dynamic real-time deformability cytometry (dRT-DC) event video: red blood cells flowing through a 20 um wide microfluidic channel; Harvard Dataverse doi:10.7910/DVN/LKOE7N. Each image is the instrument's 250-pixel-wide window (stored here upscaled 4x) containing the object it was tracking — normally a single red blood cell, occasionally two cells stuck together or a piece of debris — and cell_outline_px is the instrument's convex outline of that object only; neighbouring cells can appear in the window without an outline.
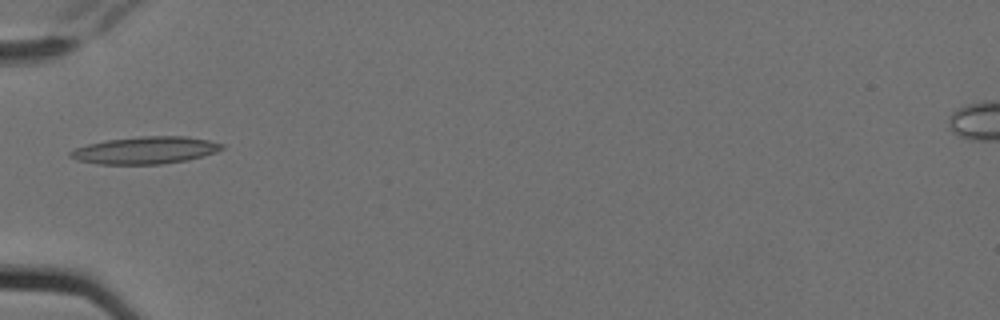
{"species": "Egyptian fruit bat (a non-hibernating species)", "species_latin": "Rousettus aegyptiacus", "temperature_condition": "cold", "stored_images_in_passage": 1, "camera_frame_rate_fps": 3000, "um_per_image_px": 0.085, "animal": {"sex": "female"}, "frame": {"image": 1, "passage_image": 1, "time_ms": 0.0, "image_size_px": [1000, 320], "cell_outline_px": [[224, 148], [216, 152], [188, 160], [160, 164], [100, 164], [76, 160], [68, 156], [68, 152], [76, 148], [88, 144], [108, 140], [140, 136], [188, 136], [208, 140], [224, 144]], "centroid_in_image_um": [12.36, 12.77], "position_along_channel_um": 72.6, "area_um2": 24.04}}